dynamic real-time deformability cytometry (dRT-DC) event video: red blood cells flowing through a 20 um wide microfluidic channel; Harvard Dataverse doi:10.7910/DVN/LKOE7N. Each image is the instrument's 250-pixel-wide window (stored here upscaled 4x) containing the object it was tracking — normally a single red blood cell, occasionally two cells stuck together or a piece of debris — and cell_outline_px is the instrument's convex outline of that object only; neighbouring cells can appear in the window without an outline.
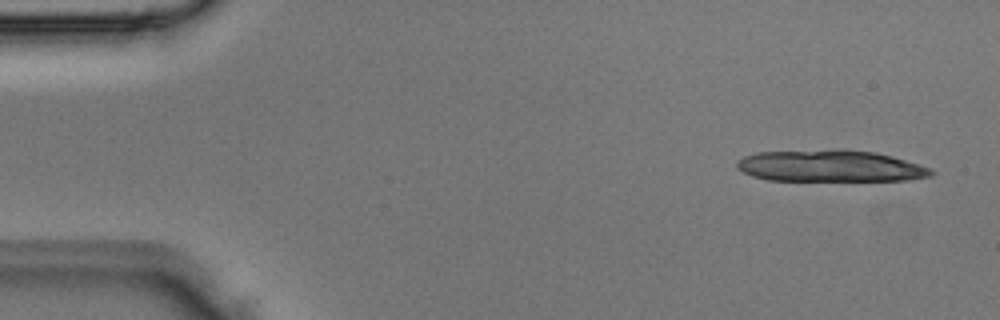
{"species": "Egyptian fruit bat (a non-hibernating species)", "species_latin": "Rousettus aegyptiacus", "temperature_condition": "room temperature", "stored_images_in_passage": 3, "camera_frame_rate_fps": 3000, "um_per_image_px": 0.085, "animal": {"sex": "male"}, "frame": {"image": 1, "passage_image": 1, "time_ms": 0.0, "image_size_px": [1000, 320], "cell_outline_px": [[936, 172], [932, 176], [908, 180], [768, 180], [752, 176], [736, 168], [736, 160], [744, 156], [756, 152], [836, 148], [840, 148], [876, 152], [892, 156], [920, 164], [932, 168]], "centroid_in_image_um": [70.58, 14.09], "position_along_channel_um": 14.4, "area_um2": 36.47}}